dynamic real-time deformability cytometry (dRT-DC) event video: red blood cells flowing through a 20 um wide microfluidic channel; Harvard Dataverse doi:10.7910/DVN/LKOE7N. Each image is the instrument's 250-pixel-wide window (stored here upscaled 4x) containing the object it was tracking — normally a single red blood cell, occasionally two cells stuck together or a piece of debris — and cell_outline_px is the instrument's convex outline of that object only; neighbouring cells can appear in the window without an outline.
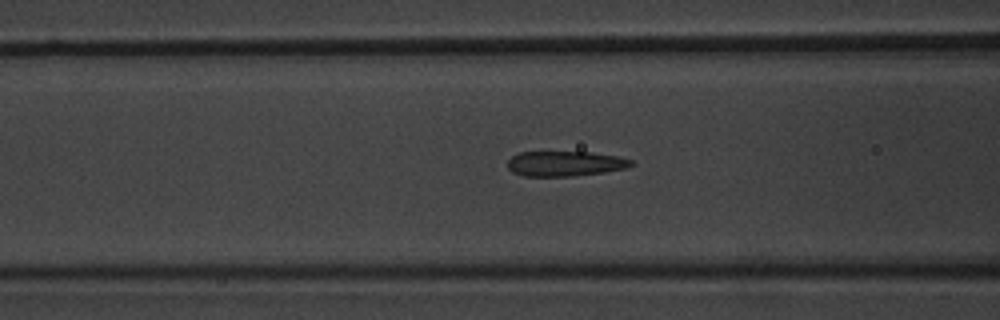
{"species": "common noctule bat (a hibernating species)", "species_latin": "Nyctalus noctula", "temperature_condition": "warm", "stored_images_in_passage": 35, "camera_frame_rate_fps": 3000, "um_per_image_px": 0.085, "animal": {"sex": "male", "body_mass_g": 20.1, "forearm_length_mm": 53.5}, "frame": {"image": 1, "passage_image": 9, "time_ms": 2.667, "image_size_px": [1000, 320], "cell_outline_px": [[632, 164], [628, 168], [604, 172], [572, 176], [524, 176], [512, 172], [508, 168], [508, 160], [512, 156], [520, 152], [592, 152], [616, 156], [632, 160]], "centroid_in_image_um": [48.02, 13.91], "position_along_channel_um": 118.6, "area_um2": 18.03}}
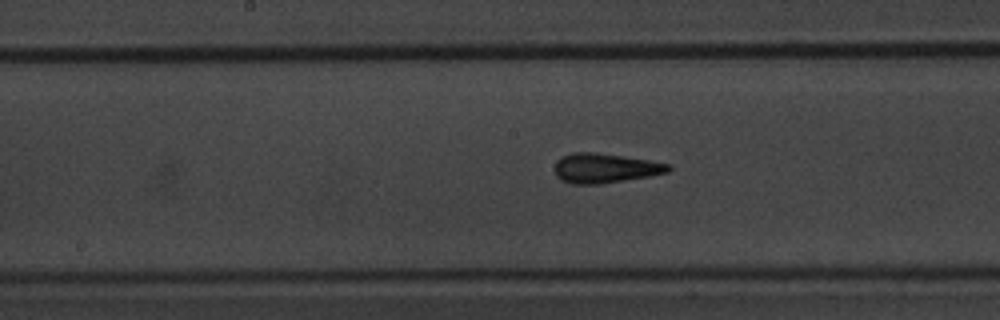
{"frame": {"image": 2, "passage_image": 15, "time_ms": 4.667, "image_size_px": [1000, 320], "cell_outline_px": [[672, 168], [668, 172], [648, 176], [600, 184], [572, 184], [560, 180], [556, 176], [556, 160], [560, 156], [572, 152], [596, 152], [624, 156], [648, 160], [668, 164]], "centroid_in_image_um": [51.38, 14.28], "position_along_channel_um": 196.8, "area_um2": 19.59}}
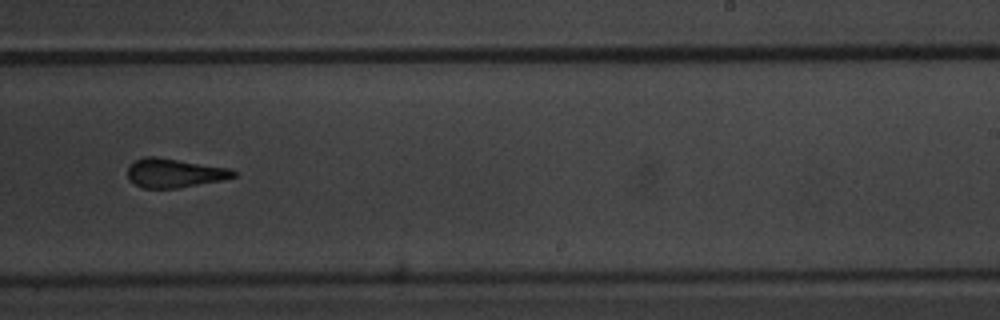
{"frame": {"image": 3, "passage_image": 21, "time_ms": 6.667, "image_size_px": [1000, 320], "cell_outline_px": [[236, 176], [224, 180], [176, 188], [144, 188], [128, 180], [128, 168], [136, 160], [144, 156], [156, 156], [232, 168], [236, 172]], "centroid_in_image_um": [14.86, 14.7], "position_along_channel_um": 274.1, "area_um2": 17.98}}